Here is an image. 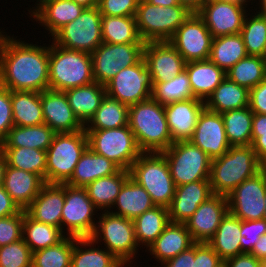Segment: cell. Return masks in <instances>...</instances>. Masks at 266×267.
Returning a JSON list of instances; mask_svg holds the SVG:
<instances>
[{
	"mask_svg": "<svg viewBox=\"0 0 266 267\" xmlns=\"http://www.w3.org/2000/svg\"><path fill=\"white\" fill-rule=\"evenodd\" d=\"M20 211L21 209L5 191L3 185H0V218L15 215Z\"/></svg>",
	"mask_w": 266,
	"mask_h": 267,
	"instance_id": "680465c9",
	"label": "cell"
},
{
	"mask_svg": "<svg viewBox=\"0 0 266 267\" xmlns=\"http://www.w3.org/2000/svg\"><path fill=\"white\" fill-rule=\"evenodd\" d=\"M98 211L85 188L65 184V202L61 218V231L65 236L90 238L97 225L94 215Z\"/></svg>",
	"mask_w": 266,
	"mask_h": 267,
	"instance_id": "8fae6325",
	"label": "cell"
},
{
	"mask_svg": "<svg viewBox=\"0 0 266 267\" xmlns=\"http://www.w3.org/2000/svg\"><path fill=\"white\" fill-rule=\"evenodd\" d=\"M189 141L211 159L222 156L231 147L226 137L221 114L206 108L200 114L193 136Z\"/></svg>",
	"mask_w": 266,
	"mask_h": 267,
	"instance_id": "ffe728a7",
	"label": "cell"
},
{
	"mask_svg": "<svg viewBox=\"0 0 266 267\" xmlns=\"http://www.w3.org/2000/svg\"><path fill=\"white\" fill-rule=\"evenodd\" d=\"M6 166H7V163H6L5 156L2 150L0 149V185H3Z\"/></svg>",
	"mask_w": 266,
	"mask_h": 267,
	"instance_id": "003e7915",
	"label": "cell"
},
{
	"mask_svg": "<svg viewBox=\"0 0 266 267\" xmlns=\"http://www.w3.org/2000/svg\"><path fill=\"white\" fill-rule=\"evenodd\" d=\"M227 267H262L263 262L256 259L253 255L243 253L225 260Z\"/></svg>",
	"mask_w": 266,
	"mask_h": 267,
	"instance_id": "91938a15",
	"label": "cell"
},
{
	"mask_svg": "<svg viewBox=\"0 0 266 267\" xmlns=\"http://www.w3.org/2000/svg\"><path fill=\"white\" fill-rule=\"evenodd\" d=\"M161 153L176 186L209 180L212 159L191 141L173 142Z\"/></svg>",
	"mask_w": 266,
	"mask_h": 267,
	"instance_id": "30bf717a",
	"label": "cell"
},
{
	"mask_svg": "<svg viewBox=\"0 0 266 267\" xmlns=\"http://www.w3.org/2000/svg\"><path fill=\"white\" fill-rule=\"evenodd\" d=\"M152 97L161 104L194 98L186 70L154 86Z\"/></svg>",
	"mask_w": 266,
	"mask_h": 267,
	"instance_id": "c3c4849f",
	"label": "cell"
},
{
	"mask_svg": "<svg viewBox=\"0 0 266 267\" xmlns=\"http://www.w3.org/2000/svg\"><path fill=\"white\" fill-rule=\"evenodd\" d=\"M25 210L0 218V247L22 239V226Z\"/></svg>",
	"mask_w": 266,
	"mask_h": 267,
	"instance_id": "816d5d0a",
	"label": "cell"
},
{
	"mask_svg": "<svg viewBox=\"0 0 266 267\" xmlns=\"http://www.w3.org/2000/svg\"><path fill=\"white\" fill-rule=\"evenodd\" d=\"M55 132L45 123L36 126H13L0 147H24L47 151Z\"/></svg>",
	"mask_w": 266,
	"mask_h": 267,
	"instance_id": "d590c367",
	"label": "cell"
},
{
	"mask_svg": "<svg viewBox=\"0 0 266 267\" xmlns=\"http://www.w3.org/2000/svg\"><path fill=\"white\" fill-rule=\"evenodd\" d=\"M140 0H98L101 15L135 16Z\"/></svg>",
	"mask_w": 266,
	"mask_h": 267,
	"instance_id": "f5cc1de1",
	"label": "cell"
},
{
	"mask_svg": "<svg viewBox=\"0 0 266 267\" xmlns=\"http://www.w3.org/2000/svg\"><path fill=\"white\" fill-rule=\"evenodd\" d=\"M247 106H249V90L227 77L205 101L207 110L220 114Z\"/></svg>",
	"mask_w": 266,
	"mask_h": 267,
	"instance_id": "d6a6232c",
	"label": "cell"
},
{
	"mask_svg": "<svg viewBox=\"0 0 266 267\" xmlns=\"http://www.w3.org/2000/svg\"><path fill=\"white\" fill-rule=\"evenodd\" d=\"M64 92L74 115L83 125L96 113L106 95L105 86L97 82L71 88Z\"/></svg>",
	"mask_w": 266,
	"mask_h": 267,
	"instance_id": "4dcf8cb0",
	"label": "cell"
},
{
	"mask_svg": "<svg viewBox=\"0 0 266 267\" xmlns=\"http://www.w3.org/2000/svg\"><path fill=\"white\" fill-rule=\"evenodd\" d=\"M149 2L151 5L155 6H174V5H182L179 0H145Z\"/></svg>",
	"mask_w": 266,
	"mask_h": 267,
	"instance_id": "03108f58",
	"label": "cell"
},
{
	"mask_svg": "<svg viewBox=\"0 0 266 267\" xmlns=\"http://www.w3.org/2000/svg\"><path fill=\"white\" fill-rule=\"evenodd\" d=\"M222 1H232L249 7H251L250 5H253L254 3L253 0H222ZM248 3L251 4L249 5Z\"/></svg>",
	"mask_w": 266,
	"mask_h": 267,
	"instance_id": "8c879c8a",
	"label": "cell"
},
{
	"mask_svg": "<svg viewBox=\"0 0 266 267\" xmlns=\"http://www.w3.org/2000/svg\"><path fill=\"white\" fill-rule=\"evenodd\" d=\"M133 223L139 247L147 250L170 223L168 207L155 206L136 217Z\"/></svg>",
	"mask_w": 266,
	"mask_h": 267,
	"instance_id": "8d00e7d4",
	"label": "cell"
},
{
	"mask_svg": "<svg viewBox=\"0 0 266 267\" xmlns=\"http://www.w3.org/2000/svg\"><path fill=\"white\" fill-rule=\"evenodd\" d=\"M259 261L266 262V233L260 237L250 253Z\"/></svg>",
	"mask_w": 266,
	"mask_h": 267,
	"instance_id": "be15d7a7",
	"label": "cell"
},
{
	"mask_svg": "<svg viewBox=\"0 0 266 267\" xmlns=\"http://www.w3.org/2000/svg\"><path fill=\"white\" fill-rule=\"evenodd\" d=\"M74 237L65 236L56 245L32 253V267H71Z\"/></svg>",
	"mask_w": 266,
	"mask_h": 267,
	"instance_id": "7dc6e473",
	"label": "cell"
},
{
	"mask_svg": "<svg viewBox=\"0 0 266 267\" xmlns=\"http://www.w3.org/2000/svg\"><path fill=\"white\" fill-rule=\"evenodd\" d=\"M65 235L52 225L32 219L26 212L23 218L22 239L32 253L56 245Z\"/></svg>",
	"mask_w": 266,
	"mask_h": 267,
	"instance_id": "7bdbcfd3",
	"label": "cell"
},
{
	"mask_svg": "<svg viewBox=\"0 0 266 267\" xmlns=\"http://www.w3.org/2000/svg\"><path fill=\"white\" fill-rule=\"evenodd\" d=\"M212 1H216V0H201V6Z\"/></svg>",
	"mask_w": 266,
	"mask_h": 267,
	"instance_id": "753ad0ef",
	"label": "cell"
},
{
	"mask_svg": "<svg viewBox=\"0 0 266 267\" xmlns=\"http://www.w3.org/2000/svg\"><path fill=\"white\" fill-rule=\"evenodd\" d=\"M64 202L65 184L45 183L25 211L32 219L61 230Z\"/></svg>",
	"mask_w": 266,
	"mask_h": 267,
	"instance_id": "cb8c5ba5",
	"label": "cell"
},
{
	"mask_svg": "<svg viewBox=\"0 0 266 267\" xmlns=\"http://www.w3.org/2000/svg\"><path fill=\"white\" fill-rule=\"evenodd\" d=\"M44 123L55 133H72L84 129L74 115L63 91L47 89L40 92Z\"/></svg>",
	"mask_w": 266,
	"mask_h": 267,
	"instance_id": "44dd1931",
	"label": "cell"
},
{
	"mask_svg": "<svg viewBox=\"0 0 266 267\" xmlns=\"http://www.w3.org/2000/svg\"><path fill=\"white\" fill-rule=\"evenodd\" d=\"M87 148L88 138L84 129L72 133H55L46 151L45 183L66 184Z\"/></svg>",
	"mask_w": 266,
	"mask_h": 267,
	"instance_id": "52a82bcc",
	"label": "cell"
},
{
	"mask_svg": "<svg viewBox=\"0 0 266 267\" xmlns=\"http://www.w3.org/2000/svg\"><path fill=\"white\" fill-rule=\"evenodd\" d=\"M229 212L227 196L213 194L185 222L194 243H208Z\"/></svg>",
	"mask_w": 266,
	"mask_h": 267,
	"instance_id": "ac0fdd59",
	"label": "cell"
},
{
	"mask_svg": "<svg viewBox=\"0 0 266 267\" xmlns=\"http://www.w3.org/2000/svg\"><path fill=\"white\" fill-rule=\"evenodd\" d=\"M241 254H250L260 237L266 233V220H241Z\"/></svg>",
	"mask_w": 266,
	"mask_h": 267,
	"instance_id": "f907efd6",
	"label": "cell"
},
{
	"mask_svg": "<svg viewBox=\"0 0 266 267\" xmlns=\"http://www.w3.org/2000/svg\"><path fill=\"white\" fill-rule=\"evenodd\" d=\"M212 195L209 180H198L176 186L174 198L168 207L170 222L185 223L199 205Z\"/></svg>",
	"mask_w": 266,
	"mask_h": 267,
	"instance_id": "603a6c76",
	"label": "cell"
},
{
	"mask_svg": "<svg viewBox=\"0 0 266 267\" xmlns=\"http://www.w3.org/2000/svg\"><path fill=\"white\" fill-rule=\"evenodd\" d=\"M249 108L253 113L266 114V78L249 90Z\"/></svg>",
	"mask_w": 266,
	"mask_h": 267,
	"instance_id": "9f6ffc18",
	"label": "cell"
},
{
	"mask_svg": "<svg viewBox=\"0 0 266 267\" xmlns=\"http://www.w3.org/2000/svg\"><path fill=\"white\" fill-rule=\"evenodd\" d=\"M182 5H185L191 12H197L201 8V0H179Z\"/></svg>",
	"mask_w": 266,
	"mask_h": 267,
	"instance_id": "e7e4bbea",
	"label": "cell"
},
{
	"mask_svg": "<svg viewBox=\"0 0 266 267\" xmlns=\"http://www.w3.org/2000/svg\"><path fill=\"white\" fill-rule=\"evenodd\" d=\"M84 8H93L97 6L98 0H72Z\"/></svg>",
	"mask_w": 266,
	"mask_h": 267,
	"instance_id": "89a4df30",
	"label": "cell"
},
{
	"mask_svg": "<svg viewBox=\"0 0 266 267\" xmlns=\"http://www.w3.org/2000/svg\"><path fill=\"white\" fill-rule=\"evenodd\" d=\"M145 43H101L92 53L94 82L105 86L123 68L137 64L143 58Z\"/></svg>",
	"mask_w": 266,
	"mask_h": 267,
	"instance_id": "4fadbf2b",
	"label": "cell"
},
{
	"mask_svg": "<svg viewBox=\"0 0 266 267\" xmlns=\"http://www.w3.org/2000/svg\"><path fill=\"white\" fill-rule=\"evenodd\" d=\"M216 267H227L225 261H222L218 266Z\"/></svg>",
	"mask_w": 266,
	"mask_h": 267,
	"instance_id": "34e18365",
	"label": "cell"
},
{
	"mask_svg": "<svg viewBox=\"0 0 266 267\" xmlns=\"http://www.w3.org/2000/svg\"><path fill=\"white\" fill-rule=\"evenodd\" d=\"M14 126H36L44 123L40 93L11 91Z\"/></svg>",
	"mask_w": 266,
	"mask_h": 267,
	"instance_id": "74e56055",
	"label": "cell"
},
{
	"mask_svg": "<svg viewBox=\"0 0 266 267\" xmlns=\"http://www.w3.org/2000/svg\"><path fill=\"white\" fill-rule=\"evenodd\" d=\"M105 89L106 95L128 106L151 98L154 85L144 58L123 68L105 85Z\"/></svg>",
	"mask_w": 266,
	"mask_h": 267,
	"instance_id": "5bb4252c",
	"label": "cell"
},
{
	"mask_svg": "<svg viewBox=\"0 0 266 267\" xmlns=\"http://www.w3.org/2000/svg\"><path fill=\"white\" fill-rule=\"evenodd\" d=\"M143 58L154 86L185 70L184 58L169 41L145 42Z\"/></svg>",
	"mask_w": 266,
	"mask_h": 267,
	"instance_id": "d6986e66",
	"label": "cell"
},
{
	"mask_svg": "<svg viewBox=\"0 0 266 267\" xmlns=\"http://www.w3.org/2000/svg\"><path fill=\"white\" fill-rule=\"evenodd\" d=\"M121 267H135V266H131V264H129V265H122ZM148 267H149V264H148Z\"/></svg>",
	"mask_w": 266,
	"mask_h": 267,
	"instance_id": "2a66077c",
	"label": "cell"
},
{
	"mask_svg": "<svg viewBox=\"0 0 266 267\" xmlns=\"http://www.w3.org/2000/svg\"><path fill=\"white\" fill-rule=\"evenodd\" d=\"M240 35L247 55L263 57L266 46V16L249 10L245 16Z\"/></svg>",
	"mask_w": 266,
	"mask_h": 267,
	"instance_id": "bcb514c9",
	"label": "cell"
},
{
	"mask_svg": "<svg viewBox=\"0 0 266 267\" xmlns=\"http://www.w3.org/2000/svg\"><path fill=\"white\" fill-rule=\"evenodd\" d=\"M94 82L91 54L49 45V89L66 91Z\"/></svg>",
	"mask_w": 266,
	"mask_h": 267,
	"instance_id": "277c9868",
	"label": "cell"
},
{
	"mask_svg": "<svg viewBox=\"0 0 266 267\" xmlns=\"http://www.w3.org/2000/svg\"><path fill=\"white\" fill-rule=\"evenodd\" d=\"M88 147L105 156L122 170H130L134 161L143 153L129 126L102 130H85Z\"/></svg>",
	"mask_w": 266,
	"mask_h": 267,
	"instance_id": "9c48e42d",
	"label": "cell"
},
{
	"mask_svg": "<svg viewBox=\"0 0 266 267\" xmlns=\"http://www.w3.org/2000/svg\"><path fill=\"white\" fill-rule=\"evenodd\" d=\"M120 168L105 156L94 153L89 147L79 159L70 180L66 183L73 187L85 188L91 182L117 173Z\"/></svg>",
	"mask_w": 266,
	"mask_h": 267,
	"instance_id": "83f0119b",
	"label": "cell"
},
{
	"mask_svg": "<svg viewBox=\"0 0 266 267\" xmlns=\"http://www.w3.org/2000/svg\"><path fill=\"white\" fill-rule=\"evenodd\" d=\"M264 205H265V207H266V195H265ZM263 219L266 220V210H265V212H264V218H263Z\"/></svg>",
	"mask_w": 266,
	"mask_h": 267,
	"instance_id": "11e5206c",
	"label": "cell"
},
{
	"mask_svg": "<svg viewBox=\"0 0 266 267\" xmlns=\"http://www.w3.org/2000/svg\"><path fill=\"white\" fill-rule=\"evenodd\" d=\"M194 244L185 223L170 222L162 234L148 247L147 253L156 263H164L176 257Z\"/></svg>",
	"mask_w": 266,
	"mask_h": 267,
	"instance_id": "d4e9b609",
	"label": "cell"
},
{
	"mask_svg": "<svg viewBox=\"0 0 266 267\" xmlns=\"http://www.w3.org/2000/svg\"><path fill=\"white\" fill-rule=\"evenodd\" d=\"M255 2L256 4L258 5V8H257V5H255ZM258 2V3H257ZM254 5L256 7H254V9H252L253 11H256L257 13L261 14V15H265L266 16V0H254ZM258 9V10H257Z\"/></svg>",
	"mask_w": 266,
	"mask_h": 267,
	"instance_id": "a7ac6f4b",
	"label": "cell"
},
{
	"mask_svg": "<svg viewBox=\"0 0 266 267\" xmlns=\"http://www.w3.org/2000/svg\"><path fill=\"white\" fill-rule=\"evenodd\" d=\"M129 106L105 95L100 107L84 125V130L121 128L128 125Z\"/></svg>",
	"mask_w": 266,
	"mask_h": 267,
	"instance_id": "60d3db41",
	"label": "cell"
},
{
	"mask_svg": "<svg viewBox=\"0 0 266 267\" xmlns=\"http://www.w3.org/2000/svg\"><path fill=\"white\" fill-rule=\"evenodd\" d=\"M3 31L0 29V85L10 91L49 89V44L28 43Z\"/></svg>",
	"mask_w": 266,
	"mask_h": 267,
	"instance_id": "6da1fadb",
	"label": "cell"
},
{
	"mask_svg": "<svg viewBox=\"0 0 266 267\" xmlns=\"http://www.w3.org/2000/svg\"><path fill=\"white\" fill-rule=\"evenodd\" d=\"M263 58H264L265 61H266V46H265V50H264V54H263Z\"/></svg>",
	"mask_w": 266,
	"mask_h": 267,
	"instance_id": "b9fcfbb0",
	"label": "cell"
},
{
	"mask_svg": "<svg viewBox=\"0 0 266 267\" xmlns=\"http://www.w3.org/2000/svg\"><path fill=\"white\" fill-rule=\"evenodd\" d=\"M258 160L266 166V134H261L252 144Z\"/></svg>",
	"mask_w": 266,
	"mask_h": 267,
	"instance_id": "6125c7cd",
	"label": "cell"
},
{
	"mask_svg": "<svg viewBox=\"0 0 266 267\" xmlns=\"http://www.w3.org/2000/svg\"><path fill=\"white\" fill-rule=\"evenodd\" d=\"M205 102L198 98L176 101L164 105L172 142L187 141L193 136Z\"/></svg>",
	"mask_w": 266,
	"mask_h": 267,
	"instance_id": "7402d4cb",
	"label": "cell"
},
{
	"mask_svg": "<svg viewBox=\"0 0 266 267\" xmlns=\"http://www.w3.org/2000/svg\"><path fill=\"white\" fill-rule=\"evenodd\" d=\"M129 177L128 170L120 169L111 176L96 179L85 187L88 197L99 211H110Z\"/></svg>",
	"mask_w": 266,
	"mask_h": 267,
	"instance_id": "e575fe53",
	"label": "cell"
},
{
	"mask_svg": "<svg viewBox=\"0 0 266 267\" xmlns=\"http://www.w3.org/2000/svg\"><path fill=\"white\" fill-rule=\"evenodd\" d=\"M85 8L72 0H49L44 2L30 17L49 37L53 36L64 25L74 21Z\"/></svg>",
	"mask_w": 266,
	"mask_h": 267,
	"instance_id": "484cf974",
	"label": "cell"
},
{
	"mask_svg": "<svg viewBox=\"0 0 266 267\" xmlns=\"http://www.w3.org/2000/svg\"><path fill=\"white\" fill-rule=\"evenodd\" d=\"M8 166L39 175L45 181L46 151L24 147H0Z\"/></svg>",
	"mask_w": 266,
	"mask_h": 267,
	"instance_id": "ee69618b",
	"label": "cell"
},
{
	"mask_svg": "<svg viewBox=\"0 0 266 267\" xmlns=\"http://www.w3.org/2000/svg\"><path fill=\"white\" fill-rule=\"evenodd\" d=\"M263 167L251 145L231 146L225 154L211 160V190L213 194L227 196Z\"/></svg>",
	"mask_w": 266,
	"mask_h": 267,
	"instance_id": "3957f363",
	"label": "cell"
},
{
	"mask_svg": "<svg viewBox=\"0 0 266 267\" xmlns=\"http://www.w3.org/2000/svg\"><path fill=\"white\" fill-rule=\"evenodd\" d=\"M240 229L241 220L228 212L208 242L223 261L241 254Z\"/></svg>",
	"mask_w": 266,
	"mask_h": 267,
	"instance_id": "836d02e7",
	"label": "cell"
},
{
	"mask_svg": "<svg viewBox=\"0 0 266 267\" xmlns=\"http://www.w3.org/2000/svg\"><path fill=\"white\" fill-rule=\"evenodd\" d=\"M0 267H32V251L23 239L0 247Z\"/></svg>",
	"mask_w": 266,
	"mask_h": 267,
	"instance_id": "681fc988",
	"label": "cell"
},
{
	"mask_svg": "<svg viewBox=\"0 0 266 267\" xmlns=\"http://www.w3.org/2000/svg\"><path fill=\"white\" fill-rule=\"evenodd\" d=\"M246 56L240 33L213 38L209 60L225 72Z\"/></svg>",
	"mask_w": 266,
	"mask_h": 267,
	"instance_id": "ab89813d",
	"label": "cell"
},
{
	"mask_svg": "<svg viewBox=\"0 0 266 267\" xmlns=\"http://www.w3.org/2000/svg\"><path fill=\"white\" fill-rule=\"evenodd\" d=\"M129 172L130 177L148 192L156 206L171 205L176 185L161 152H143Z\"/></svg>",
	"mask_w": 266,
	"mask_h": 267,
	"instance_id": "5b68a950",
	"label": "cell"
},
{
	"mask_svg": "<svg viewBox=\"0 0 266 267\" xmlns=\"http://www.w3.org/2000/svg\"><path fill=\"white\" fill-rule=\"evenodd\" d=\"M222 261L208 243H195L193 267H216Z\"/></svg>",
	"mask_w": 266,
	"mask_h": 267,
	"instance_id": "11a10c76",
	"label": "cell"
},
{
	"mask_svg": "<svg viewBox=\"0 0 266 267\" xmlns=\"http://www.w3.org/2000/svg\"><path fill=\"white\" fill-rule=\"evenodd\" d=\"M192 12L185 5L155 6L140 0L136 27L144 42L169 41Z\"/></svg>",
	"mask_w": 266,
	"mask_h": 267,
	"instance_id": "ba28073f",
	"label": "cell"
},
{
	"mask_svg": "<svg viewBox=\"0 0 266 267\" xmlns=\"http://www.w3.org/2000/svg\"><path fill=\"white\" fill-rule=\"evenodd\" d=\"M46 1H49V0H36V3L34 5V7H32V8L30 7L29 10L27 9V11H29L28 12V14H29L28 17H30Z\"/></svg>",
	"mask_w": 266,
	"mask_h": 267,
	"instance_id": "2644e50d",
	"label": "cell"
},
{
	"mask_svg": "<svg viewBox=\"0 0 266 267\" xmlns=\"http://www.w3.org/2000/svg\"><path fill=\"white\" fill-rule=\"evenodd\" d=\"M100 213V215H99ZM96 215L97 225L91 238L111 252L123 265H133L138 258L139 245L135 236L133 220L101 211ZM98 215L100 217H98Z\"/></svg>",
	"mask_w": 266,
	"mask_h": 267,
	"instance_id": "8992f818",
	"label": "cell"
},
{
	"mask_svg": "<svg viewBox=\"0 0 266 267\" xmlns=\"http://www.w3.org/2000/svg\"><path fill=\"white\" fill-rule=\"evenodd\" d=\"M226 77L250 90L266 78V61L261 56L247 55L226 71Z\"/></svg>",
	"mask_w": 266,
	"mask_h": 267,
	"instance_id": "f6af8a7d",
	"label": "cell"
},
{
	"mask_svg": "<svg viewBox=\"0 0 266 267\" xmlns=\"http://www.w3.org/2000/svg\"><path fill=\"white\" fill-rule=\"evenodd\" d=\"M44 184L37 174L6 166L3 187L21 210L31 204Z\"/></svg>",
	"mask_w": 266,
	"mask_h": 267,
	"instance_id": "4316f807",
	"label": "cell"
},
{
	"mask_svg": "<svg viewBox=\"0 0 266 267\" xmlns=\"http://www.w3.org/2000/svg\"><path fill=\"white\" fill-rule=\"evenodd\" d=\"M261 134H266V114L253 113L252 143L260 137Z\"/></svg>",
	"mask_w": 266,
	"mask_h": 267,
	"instance_id": "94428289",
	"label": "cell"
},
{
	"mask_svg": "<svg viewBox=\"0 0 266 267\" xmlns=\"http://www.w3.org/2000/svg\"><path fill=\"white\" fill-rule=\"evenodd\" d=\"M266 166L227 195L229 212L242 221L262 220L266 207Z\"/></svg>",
	"mask_w": 266,
	"mask_h": 267,
	"instance_id": "9a60e30c",
	"label": "cell"
},
{
	"mask_svg": "<svg viewBox=\"0 0 266 267\" xmlns=\"http://www.w3.org/2000/svg\"><path fill=\"white\" fill-rule=\"evenodd\" d=\"M101 31L103 43H145L137 31L135 16L102 15Z\"/></svg>",
	"mask_w": 266,
	"mask_h": 267,
	"instance_id": "f35d334b",
	"label": "cell"
},
{
	"mask_svg": "<svg viewBox=\"0 0 266 267\" xmlns=\"http://www.w3.org/2000/svg\"><path fill=\"white\" fill-rule=\"evenodd\" d=\"M212 34L203 19L192 12L176 30L169 42L181 54L185 62L208 60L211 51Z\"/></svg>",
	"mask_w": 266,
	"mask_h": 267,
	"instance_id": "2e32d148",
	"label": "cell"
},
{
	"mask_svg": "<svg viewBox=\"0 0 266 267\" xmlns=\"http://www.w3.org/2000/svg\"><path fill=\"white\" fill-rule=\"evenodd\" d=\"M155 206L148 192L129 177L123 184L110 212L134 220Z\"/></svg>",
	"mask_w": 266,
	"mask_h": 267,
	"instance_id": "f546056e",
	"label": "cell"
},
{
	"mask_svg": "<svg viewBox=\"0 0 266 267\" xmlns=\"http://www.w3.org/2000/svg\"><path fill=\"white\" fill-rule=\"evenodd\" d=\"M102 15L98 7L85 8L72 22L64 25L53 36L60 47L91 54L102 42Z\"/></svg>",
	"mask_w": 266,
	"mask_h": 267,
	"instance_id": "7c38bea8",
	"label": "cell"
},
{
	"mask_svg": "<svg viewBox=\"0 0 266 267\" xmlns=\"http://www.w3.org/2000/svg\"><path fill=\"white\" fill-rule=\"evenodd\" d=\"M185 70L189 77L193 97L204 102L226 78V72L209 59L188 62Z\"/></svg>",
	"mask_w": 266,
	"mask_h": 267,
	"instance_id": "f1b7e54d",
	"label": "cell"
},
{
	"mask_svg": "<svg viewBox=\"0 0 266 267\" xmlns=\"http://www.w3.org/2000/svg\"><path fill=\"white\" fill-rule=\"evenodd\" d=\"M248 6L216 0L201 6L197 14L203 19L212 37L238 34L242 30Z\"/></svg>",
	"mask_w": 266,
	"mask_h": 267,
	"instance_id": "e0dca14e",
	"label": "cell"
},
{
	"mask_svg": "<svg viewBox=\"0 0 266 267\" xmlns=\"http://www.w3.org/2000/svg\"><path fill=\"white\" fill-rule=\"evenodd\" d=\"M226 137L231 146H249L252 144L253 112L249 106L221 114Z\"/></svg>",
	"mask_w": 266,
	"mask_h": 267,
	"instance_id": "b9f144b4",
	"label": "cell"
},
{
	"mask_svg": "<svg viewBox=\"0 0 266 267\" xmlns=\"http://www.w3.org/2000/svg\"><path fill=\"white\" fill-rule=\"evenodd\" d=\"M193 259H195V243L176 257L160 264L161 266L152 267H193Z\"/></svg>",
	"mask_w": 266,
	"mask_h": 267,
	"instance_id": "6f0895ef",
	"label": "cell"
},
{
	"mask_svg": "<svg viewBox=\"0 0 266 267\" xmlns=\"http://www.w3.org/2000/svg\"><path fill=\"white\" fill-rule=\"evenodd\" d=\"M128 126L142 152H162L173 143L164 104L153 97L129 106Z\"/></svg>",
	"mask_w": 266,
	"mask_h": 267,
	"instance_id": "7a4b0ae2",
	"label": "cell"
},
{
	"mask_svg": "<svg viewBox=\"0 0 266 267\" xmlns=\"http://www.w3.org/2000/svg\"><path fill=\"white\" fill-rule=\"evenodd\" d=\"M13 126L11 91L0 85V143Z\"/></svg>",
	"mask_w": 266,
	"mask_h": 267,
	"instance_id": "db71d44e",
	"label": "cell"
},
{
	"mask_svg": "<svg viewBox=\"0 0 266 267\" xmlns=\"http://www.w3.org/2000/svg\"><path fill=\"white\" fill-rule=\"evenodd\" d=\"M96 245L99 244L91 237H74L71 267H121L123 265L111 252L102 248L101 243V246Z\"/></svg>",
	"mask_w": 266,
	"mask_h": 267,
	"instance_id": "1f68e13d",
	"label": "cell"
}]
</instances>
